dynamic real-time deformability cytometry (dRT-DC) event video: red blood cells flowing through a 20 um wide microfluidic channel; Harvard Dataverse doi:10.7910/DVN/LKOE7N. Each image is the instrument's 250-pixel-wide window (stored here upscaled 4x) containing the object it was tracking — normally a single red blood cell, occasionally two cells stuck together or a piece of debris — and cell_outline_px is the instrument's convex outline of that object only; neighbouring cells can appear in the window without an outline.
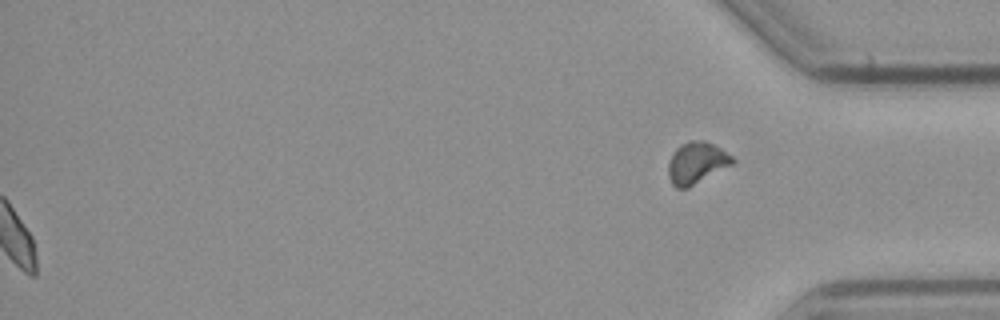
{"species": "common noctule bat (a hibernating species)", "species_latin": "Nyctalus noctula", "temperature_condition": "cold", "stored_images_in_passage": 56, "segment_of_instrument_passage": [2, 2], "camera_frame_rate_fps": 3000, "um_per_image_px": 0.085, "animal": {"sex": "male", "body_mass_g": 23.1, "forearm_length_mm": 52.7}, "frame": {"image": 1, "passage_image": 56, "time_ms": 18.333, "image_size_px": [1000, 320], "cell_outline_px": [[736, 160], [732, 164], [688, 188], [676, 188], [672, 184], [668, 176], [668, 164], [672, 152], [680, 144], [688, 140], [704, 140], [720, 148], [732, 156]], "centroid_in_image_um": [59.18, 13.83], "position_along_channel_um": 376.0, "area_um2": 15.61}}